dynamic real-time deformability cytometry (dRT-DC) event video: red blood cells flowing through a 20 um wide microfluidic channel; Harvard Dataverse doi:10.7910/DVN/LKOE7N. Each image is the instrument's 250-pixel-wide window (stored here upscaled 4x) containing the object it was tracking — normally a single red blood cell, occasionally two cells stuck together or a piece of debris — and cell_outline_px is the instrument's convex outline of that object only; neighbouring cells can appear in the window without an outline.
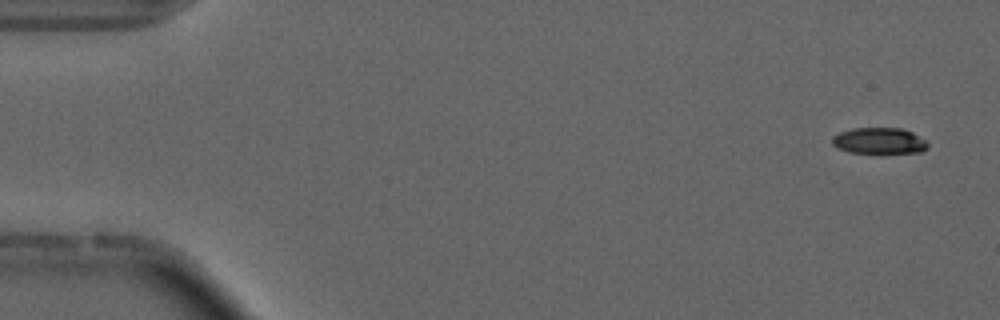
{"species": "common noctule bat (a hibernating species)", "species_latin": "Nyctalus noctula", "temperature_condition": "cold", "stored_images_in_passage": 4, "camera_frame_rate_fps": 3000, "um_per_image_px": 0.085, "animal": {"sex": "male", "forearm_length_mm": 52.5}, "frame": {"image": 1, "passage_image": 1, "time_ms": 0.0, "image_size_px": [1000, 320], "cell_outline_px": [[928, 148], [920, 152], [848, 152], [836, 148], [832, 144], [832, 136], [840, 132], [852, 128], [904, 128], [928, 140]], "centroid_in_image_um": [74.74, 11.95], "position_along_channel_um": 10.3, "area_um2": 14.62}}
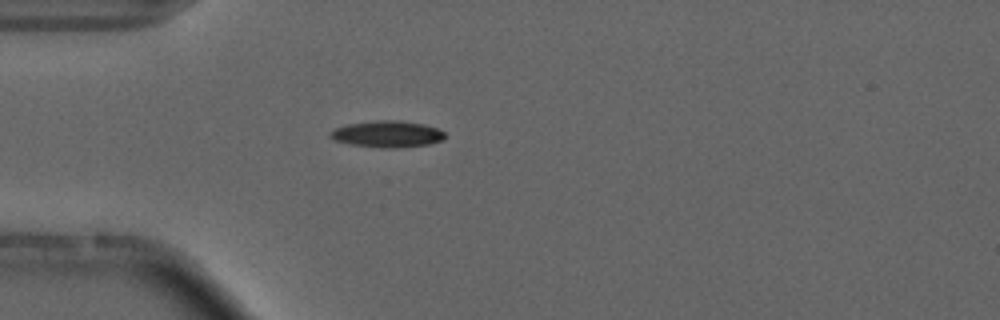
{"frame": {"image": 2, "passage_image": 4, "time_ms": 4.333, "image_size_px": [1000, 320], "cell_outline_px": [[444, 140], [428, 144], [396, 148], [380, 148], [348, 144], [336, 140], [328, 136], [328, 132], [336, 128], [348, 124], [376, 120], [400, 120], [424, 124], [436, 128], [444, 132]], "centroid_in_image_um": [32.9, 11.4], "position_along_channel_um": 52.1, "area_um2": 17.8}}